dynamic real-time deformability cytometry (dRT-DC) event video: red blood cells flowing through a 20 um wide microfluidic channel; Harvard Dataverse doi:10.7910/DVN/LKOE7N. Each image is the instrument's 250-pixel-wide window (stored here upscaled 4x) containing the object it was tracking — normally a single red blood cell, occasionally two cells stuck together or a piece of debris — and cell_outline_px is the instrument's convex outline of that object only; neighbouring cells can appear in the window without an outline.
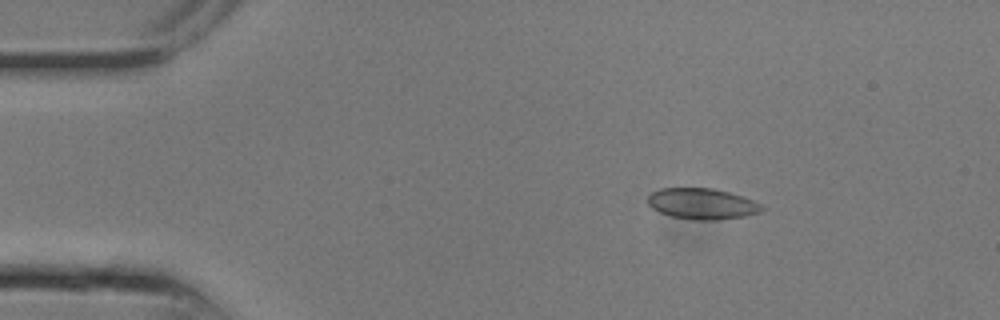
{"species": "common noctule bat (a hibernating species)", "species_latin": "Nyctalus noctula", "temperature_condition": "room temperature", "stored_images_in_passage": 12, "camera_frame_rate_fps": 3000, "um_per_image_px": 0.085, "animal": {"sex": "male", "body_mass_g": 13.3}, "frame": {"image": 1, "passage_image": 3, "time_ms": 0.667, "image_size_px": [1000, 320], "cell_outline_px": [[764, 208], [760, 212], [744, 216], [716, 220], [696, 220], [672, 216], [660, 212], [652, 208], [648, 204], [648, 196], [652, 192], [660, 188], [712, 188], [728, 192], [752, 200], [760, 204]], "centroid_in_image_um": [59.65, 17.32], "position_along_channel_um": 25.4, "area_um2": 20.35}}
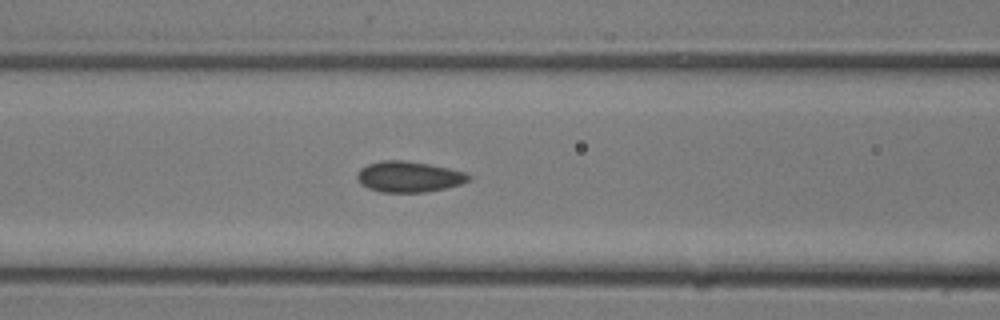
{"frame": {"image": 2, "passage_image": 9, "time_ms": 2.667, "image_size_px": [1000, 320], "cell_outline_px": [[472, 176], [468, 180], [460, 184], [444, 188], [424, 192], [380, 192], [368, 188], [360, 184], [356, 180], [356, 172], [360, 168], [368, 164], [384, 160], [404, 160], [428, 164], [468, 172]], "centroid_in_image_um": [34.71, 15.02], "position_along_channel_um": 131.9, "area_um2": 20.11}}
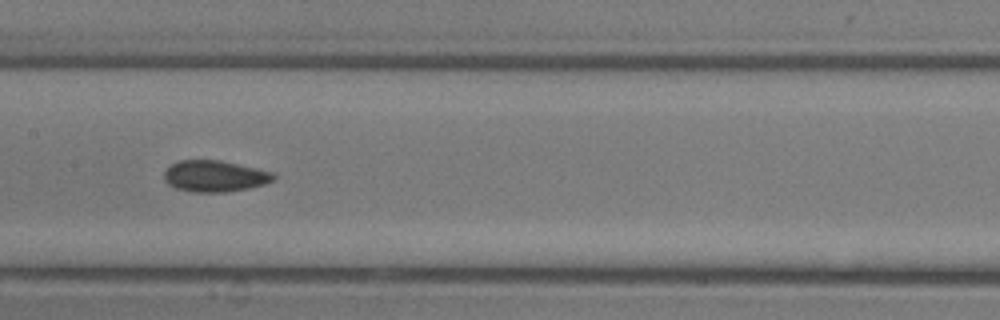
{"frame": {"image": 3, "passage_image": 11, "time_ms": 3.333, "image_size_px": [1000, 320], "cell_outline_px": [[276, 176], [272, 180], [264, 184], [248, 188], [228, 192], [192, 192], [176, 188], [168, 184], [164, 180], [164, 172], [172, 164], [180, 160], [220, 160], [272, 172]], "centroid_in_image_um": [18.23, 14.98], "position_along_channel_um": 189.2, "area_um2": 19.83}}